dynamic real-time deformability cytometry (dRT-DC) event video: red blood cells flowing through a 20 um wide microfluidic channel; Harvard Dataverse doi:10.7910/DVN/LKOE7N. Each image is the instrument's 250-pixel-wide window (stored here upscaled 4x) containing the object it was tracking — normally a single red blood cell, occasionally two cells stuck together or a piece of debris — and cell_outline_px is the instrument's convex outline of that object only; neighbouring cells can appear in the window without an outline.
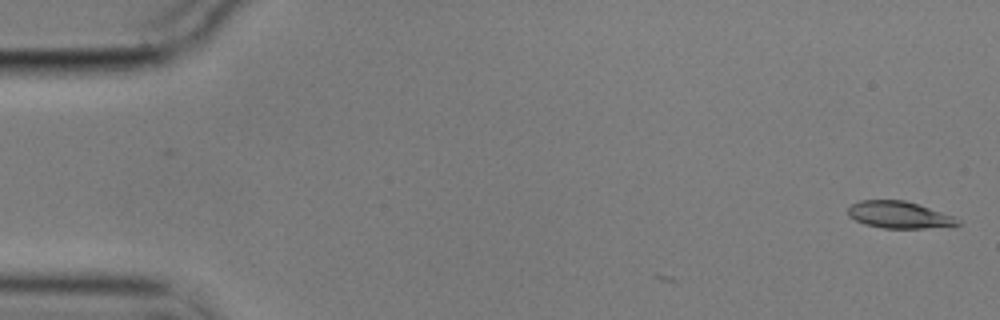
{"species": "common noctule bat (a hibernating species)", "species_latin": "Nyctalus noctula", "temperature_condition": "cold", "stored_images_in_passage": 3, "camera_frame_rate_fps": 3000, "um_per_image_px": 0.085, "animal": {"sex": "male", "body_mass_g": 17.9}, "frame": {"image": 1, "passage_image": 3, "time_ms": 0.667, "image_size_px": [1000, 320], "cell_outline_px": [[960, 224], [956, 228], [884, 228], [864, 224], [848, 216], [848, 208], [852, 204], [860, 200], [904, 200], [952, 216], [960, 220]], "centroid_in_image_um": [76.47, 18.28], "position_along_channel_um": 8.5, "area_um2": 17.28}}